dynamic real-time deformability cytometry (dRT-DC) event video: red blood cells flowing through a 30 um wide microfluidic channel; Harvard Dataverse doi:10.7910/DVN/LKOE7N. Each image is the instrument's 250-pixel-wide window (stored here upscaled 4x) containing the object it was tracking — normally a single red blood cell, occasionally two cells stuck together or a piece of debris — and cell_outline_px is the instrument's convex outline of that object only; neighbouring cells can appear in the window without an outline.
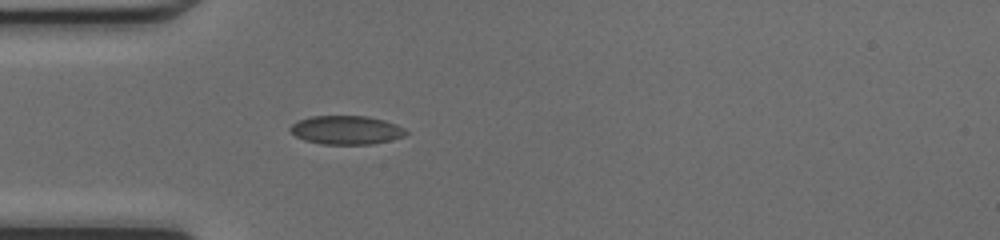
{"species": "common noctule bat (a hibernating species)", "species_latin": "Nyctalus noctula", "temperature_condition": "cold", "stored_images_in_passage": 41, "camera_frame_rate_fps": 3000, "um_per_image_px": 0.085, "animal": {"sex": "female", "body_mass_g": 17.0, "forearm_length_mm": 48.0}, "frame": {"image": 1, "passage_image": 6, "time_ms": 1.667, "image_size_px": [1000, 240], "cell_outline_px": [[408, 132], [404, 136], [388, 140], [368, 144], [324, 144], [304, 140], [296, 136], [288, 128], [292, 124], [300, 120], [312, 116], [368, 116], [384, 120], [396, 124], [404, 128]], "centroid_in_image_um": [29.43, 11.04], "position_along_channel_um": 55.6, "area_um2": 19.13}}
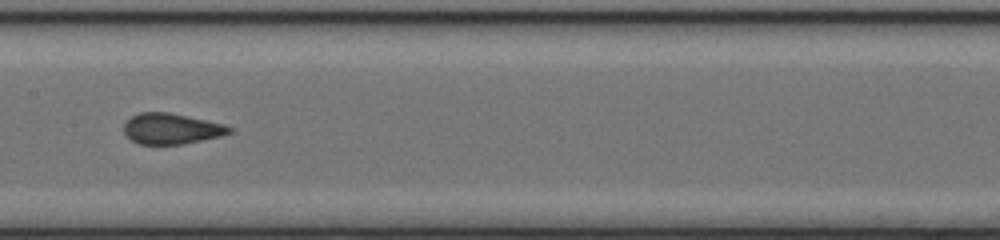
{"frame": {"image": 2, "passage_image": 16, "time_ms": 5.0, "image_size_px": [1000, 240], "cell_outline_px": [[232, 132], [220, 136], [184, 144], [140, 144], [132, 140], [124, 132], [124, 124], [132, 116], [140, 112], [168, 112], [224, 124], [232, 128]], "centroid_in_image_um": [14.57, 10.94], "position_along_channel_um": 192.8, "area_um2": 18.67}}
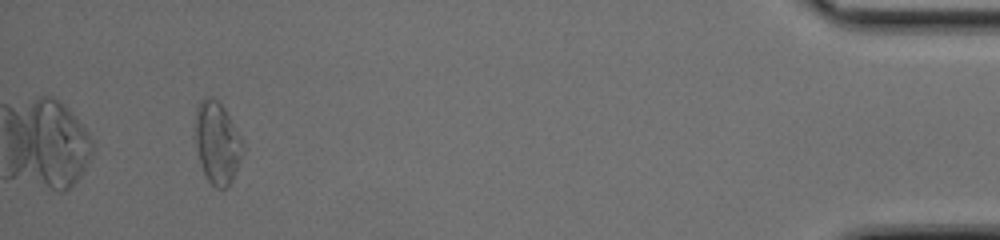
{"frame": {"image": 3, "passage_image": 37, "time_ms": 12.0, "image_size_px": [1000, 240], "cell_outline_px": [[240, 156], [232, 180], [228, 188], [216, 188], [208, 180], [204, 172], [196, 148], [196, 108], [200, 100], [204, 96], [212, 96], [224, 108], [240, 140]], "centroid_in_image_um": [18.4, 12.12], "position_along_channel_um": 416.8, "area_um2": 21.73}}